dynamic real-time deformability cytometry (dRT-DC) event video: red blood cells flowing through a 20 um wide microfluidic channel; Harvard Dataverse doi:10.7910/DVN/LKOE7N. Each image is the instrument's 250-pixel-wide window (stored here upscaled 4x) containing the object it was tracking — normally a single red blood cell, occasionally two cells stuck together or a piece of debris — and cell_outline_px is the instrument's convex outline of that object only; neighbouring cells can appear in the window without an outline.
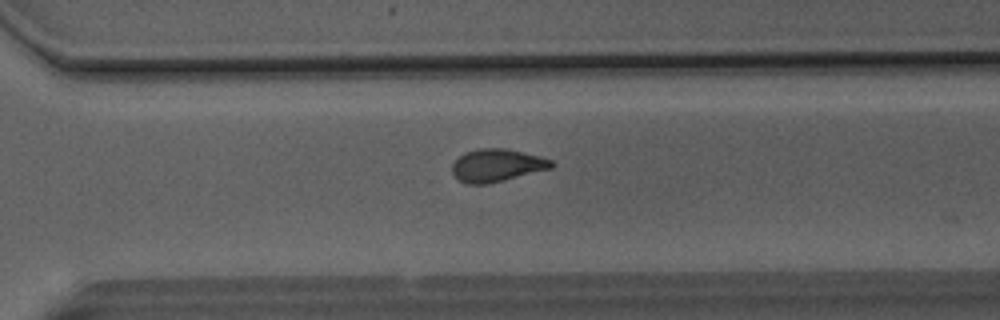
{"species": "Egyptian fruit bat (a non-hibernating species)", "species_latin": "Rousettus aegyptiacus", "temperature_condition": "room temperature", "stored_images_in_passage": 36, "camera_frame_rate_fps": 3000, "um_per_image_px": 0.085, "animal": {"sex": "male"}, "frame": {"image": 1, "passage_image": 31, "time_ms": 10.0, "image_size_px": [1000, 320], "cell_outline_px": [[556, 164], [552, 168], [488, 184], [464, 184], [452, 172], [452, 164], [464, 152], [476, 148], [508, 148], [540, 156], [552, 160]], "centroid_in_image_um": [42.25, 14.04], "position_along_channel_um": 328.4, "area_um2": 19.07}}
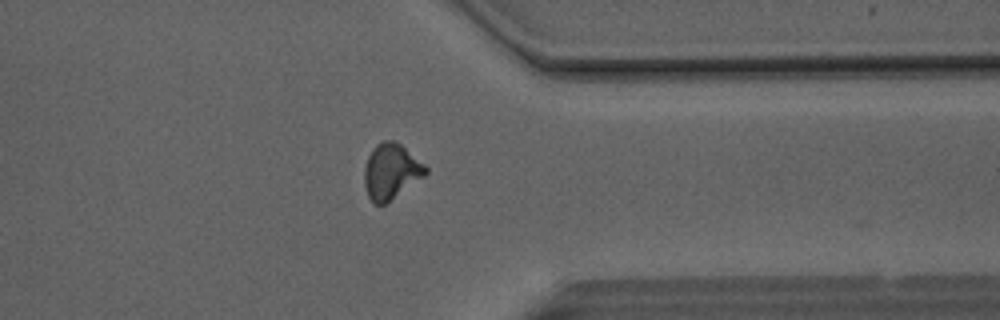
{"frame": {"image": 2, "passage_image": 35, "time_ms": 11.333, "image_size_px": [1000, 320], "cell_outline_px": [[428, 172], [424, 176], [384, 204], [376, 204], [368, 196], [364, 184], [364, 168], [368, 156], [372, 148], [376, 144], [384, 140], [392, 140], [400, 144], [424, 164], [428, 168]], "centroid_in_image_um": [33.22, 14.55], "position_along_channel_um": 378.2, "area_um2": 19.48}}